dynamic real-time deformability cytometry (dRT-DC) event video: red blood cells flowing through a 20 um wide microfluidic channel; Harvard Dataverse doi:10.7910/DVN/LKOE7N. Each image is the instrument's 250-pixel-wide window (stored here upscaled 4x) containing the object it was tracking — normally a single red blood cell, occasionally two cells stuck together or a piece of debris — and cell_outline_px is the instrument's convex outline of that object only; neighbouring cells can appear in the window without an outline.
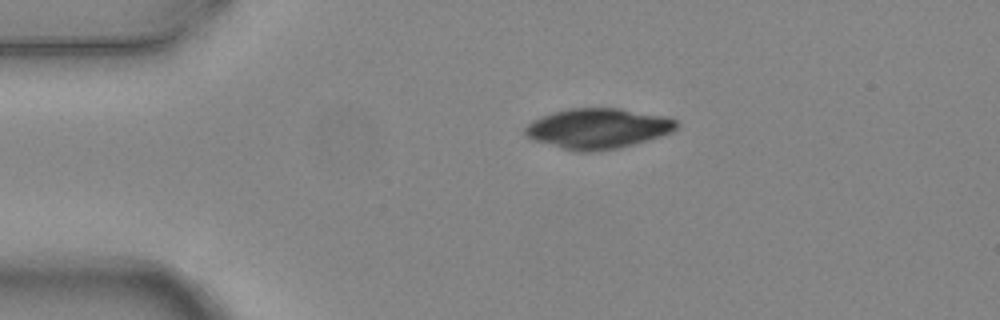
{"species": "common noctule bat (a hibernating species)", "species_latin": "Nyctalus noctula", "temperature_condition": "warm", "stored_images_in_passage": 2, "camera_frame_rate_fps": 3000, "um_per_image_px": 0.085, "animal": {"sex": "female", "body_mass_g": 24.6, "forearm_length_mm": 56.2}, "frame": {"image": 1, "passage_image": 1, "time_ms": 0.0, "image_size_px": [1000, 320], "cell_outline_px": [[680, 124], [672, 132], [648, 140], [620, 148], [592, 152], [576, 152], [532, 140], [524, 132], [524, 128], [528, 124], [544, 116], [568, 108], [620, 108], [668, 116], [676, 120]], "centroid_in_image_um": [50.87, 10.93], "position_along_channel_um": 34.1, "area_um2": 35.6}}